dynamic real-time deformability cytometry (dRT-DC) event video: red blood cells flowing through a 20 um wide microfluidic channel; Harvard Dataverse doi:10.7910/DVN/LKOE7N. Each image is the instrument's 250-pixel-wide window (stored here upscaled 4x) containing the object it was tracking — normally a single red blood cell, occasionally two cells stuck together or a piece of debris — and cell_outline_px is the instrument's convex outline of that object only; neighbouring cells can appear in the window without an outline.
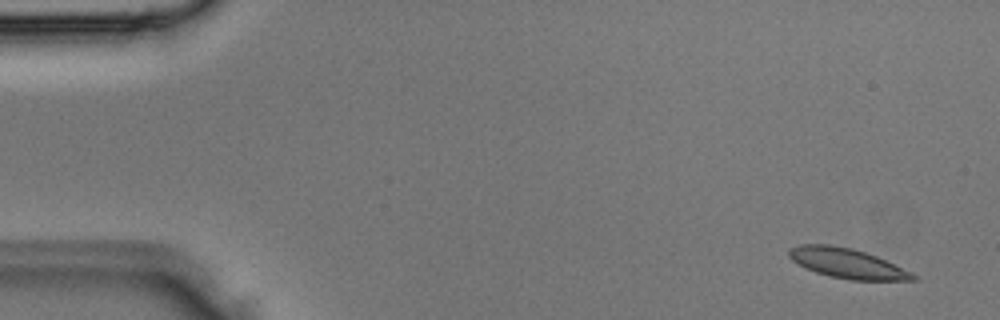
{"species": "Egyptian fruit bat (a non-hibernating species)", "species_latin": "Rousettus aegyptiacus", "temperature_condition": "room temperature", "stored_images_in_passage": 3, "camera_frame_rate_fps": 3000, "um_per_image_px": 0.085, "animal": {"sex": "male"}, "frame": {"image": 1, "passage_image": 1, "time_ms": 0.0, "image_size_px": [1000, 320], "cell_outline_px": [[920, 280], [848, 280], [828, 276], [816, 272], [792, 260], [788, 256], [788, 248], [800, 244], [828, 244], [852, 248], [876, 256], [912, 272], [920, 276]], "centroid_in_image_um": [72.03, 22.38], "position_along_channel_um": 13.0, "area_um2": 21.62}}